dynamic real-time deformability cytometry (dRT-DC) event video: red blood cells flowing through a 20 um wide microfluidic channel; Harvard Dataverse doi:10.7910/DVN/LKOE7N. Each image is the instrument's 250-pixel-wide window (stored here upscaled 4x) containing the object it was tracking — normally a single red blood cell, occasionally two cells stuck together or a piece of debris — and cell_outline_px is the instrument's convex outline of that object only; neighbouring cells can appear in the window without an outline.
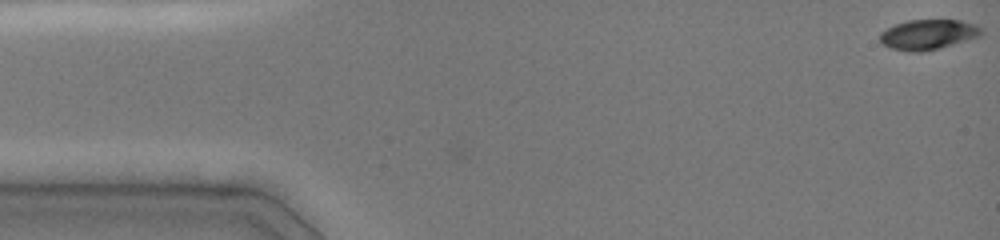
{"species": "common noctule bat (a hibernating species)", "species_latin": "Nyctalus noctula", "temperature_condition": "cold", "stored_images_in_passage": 3, "camera_frame_rate_fps": 3000, "um_per_image_px": 0.085, "animal": {"sex": "female", "body_mass_g": 19.0, "forearm_length_mm": 51.5}, "frame": {"image": 1, "passage_image": 3, "time_ms": 0.667, "image_size_px": [1000, 240], "cell_outline_px": [[984, 32], [980, 36], [952, 44], [920, 52], [912, 52], [892, 48], [884, 44], [880, 40], [880, 32], [896, 24], [908, 20], [960, 20], [976, 24], [984, 28]], "centroid_in_image_um": [78.93, 2.91], "position_along_channel_um": 6.1, "area_um2": 17.57}}